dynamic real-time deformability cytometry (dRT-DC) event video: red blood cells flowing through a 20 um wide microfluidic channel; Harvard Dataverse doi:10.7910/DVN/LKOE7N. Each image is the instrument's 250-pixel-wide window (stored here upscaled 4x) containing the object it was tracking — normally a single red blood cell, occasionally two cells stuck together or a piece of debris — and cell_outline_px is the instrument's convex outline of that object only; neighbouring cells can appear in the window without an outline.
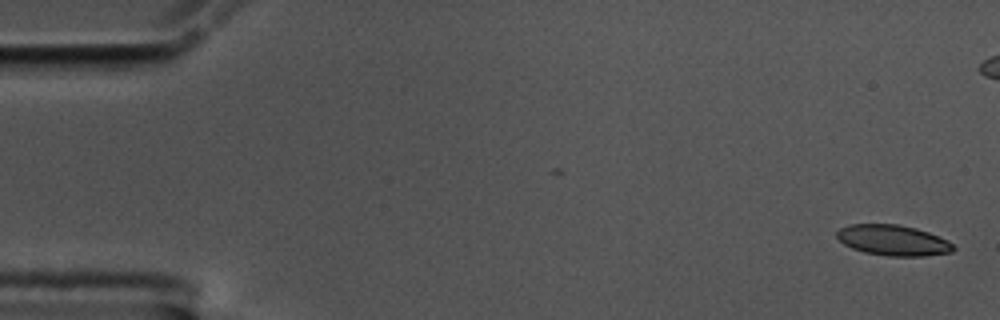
{"species": "common noctule bat (a hibernating species)", "species_latin": "Nyctalus noctula", "temperature_condition": "cold", "stored_images_in_passage": 56, "camera_frame_rate_fps": 3000, "um_per_image_px": 0.085, "animal": {"sex": "male", "body_mass_g": 17.5, "forearm_length_mm": 52.3}, "frame": {"image": 1, "passage_image": 1, "time_ms": 0.0, "image_size_px": [1000, 320], "cell_outline_px": [[956, 248], [952, 252], [924, 256], [888, 256], [864, 252], [852, 248], [844, 244], [836, 236], [836, 232], [840, 228], [848, 224], [900, 224], [916, 228], [928, 232], [948, 240]], "centroid_in_image_um": [75.91, 20.42], "position_along_channel_um": 9.1, "area_um2": 20.87}}
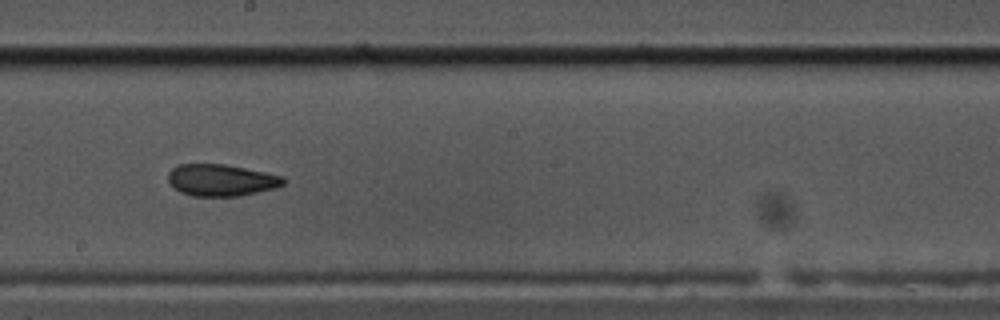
{"frame": {"image": 2, "passage_image": 31, "time_ms": 10.0, "image_size_px": [1000, 320], "cell_outline_px": [[284, 184], [276, 188], [240, 196], [192, 196], [180, 192], [168, 180], [168, 172], [176, 164], [224, 164], [284, 176]], "centroid_in_image_um": [18.8, 15.31], "position_along_channel_um": 229.4, "area_um2": 21.33}}
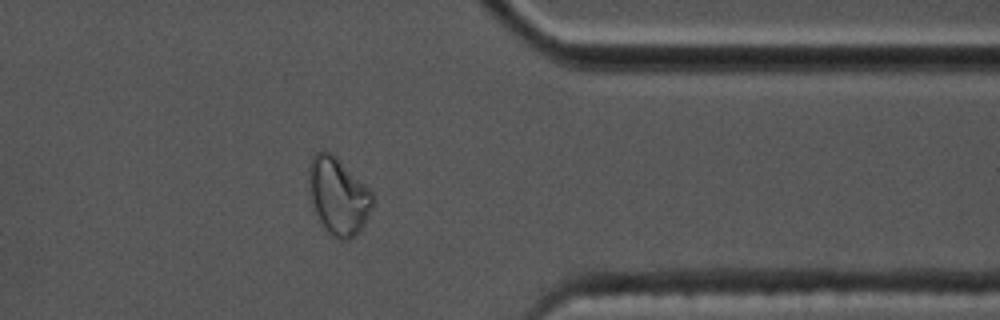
{"frame": {"image": 3, "passage_image": 45, "time_ms": 14.667, "image_size_px": [1000, 320], "cell_outline_px": [[376, 200], [360, 232], [348, 240], [340, 240], [332, 236], [320, 224], [312, 204], [308, 192], [308, 164], [312, 156], [316, 152], [332, 152], [372, 192]], "centroid_in_image_um": [28.73, 16.68], "position_along_channel_um": 382.7, "area_um2": 29.07}}